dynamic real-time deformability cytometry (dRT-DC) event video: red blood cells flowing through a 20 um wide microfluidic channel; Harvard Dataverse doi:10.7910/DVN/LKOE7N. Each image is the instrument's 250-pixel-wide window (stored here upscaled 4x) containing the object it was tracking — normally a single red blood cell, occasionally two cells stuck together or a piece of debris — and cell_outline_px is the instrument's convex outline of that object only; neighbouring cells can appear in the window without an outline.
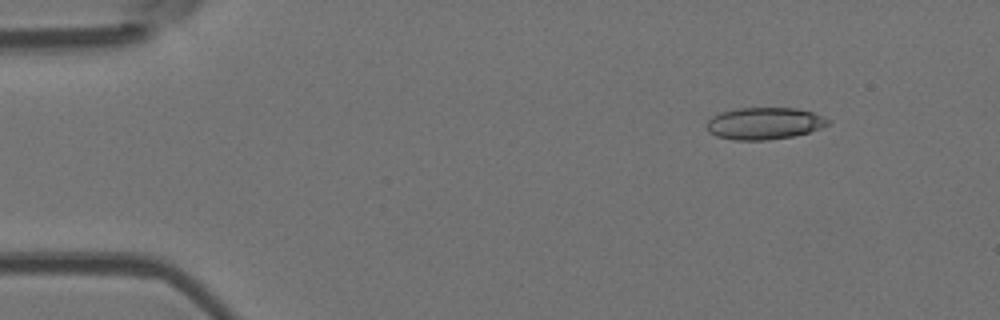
{"species": "Egyptian fruit bat (a non-hibernating species)", "species_latin": "Rousettus aegyptiacus", "temperature_condition": "room temperature", "stored_images_in_passage": 4, "camera_frame_rate_fps": 3000, "um_per_image_px": 0.085, "animal": {"sex": "female"}, "frame": {"image": 1, "passage_image": 1, "time_ms": 0.0, "image_size_px": [1000, 320], "cell_outline_px": [[832, 124], [808, 132], [792, 136], [768, 140], [732, 140], [716, 136], [708, 132], [704, 124], [712, 116], [720, 112], [736, 108], [796, 108], [812, 112], [824, 116], [832, 120]], "centroid_in_image_um": [64.96, 10.49], "position_along_channel_um": 20.0, "area_um2": 22.95}}